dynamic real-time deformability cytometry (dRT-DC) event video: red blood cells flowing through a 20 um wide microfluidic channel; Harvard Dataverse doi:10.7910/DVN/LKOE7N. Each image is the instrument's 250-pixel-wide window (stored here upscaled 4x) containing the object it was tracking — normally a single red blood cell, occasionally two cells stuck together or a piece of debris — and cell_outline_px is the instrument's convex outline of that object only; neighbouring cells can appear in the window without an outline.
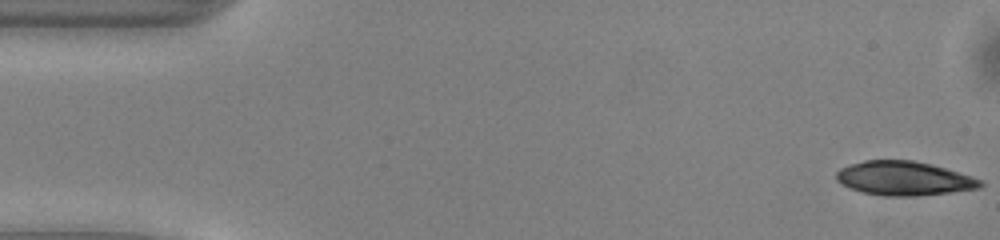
{"species": "common noctule bat (a hibernating species)", "species_latin": "Nyctalus noctula", "temperature_condition": "warm", "stored_images_in_passage": 50, "camera_frame_rate_fps": 3000, "um_per_image_px": 0.085, "animal": {"sex": "male", "body_mass_g": 13.0, "forearm_length_mm": 53.1}, "frame": {"image": 1, "passage_image": 1, "time_ms": 0.0, "image_size_px": [1000, 240], "cell_outline_px": [[984, 184], [980, 188], [952, 192], [916, 196], [888, 196], [860, 192], [836, 180], [836, 172], [840, 168], [864, 160], [912, 160], [932, 164], [972, 176], [984, 180]], "centroid_in_image_um": [76.88, 15.16], "position_along_channel_um": 8.1, "area_um2": 28.61}}
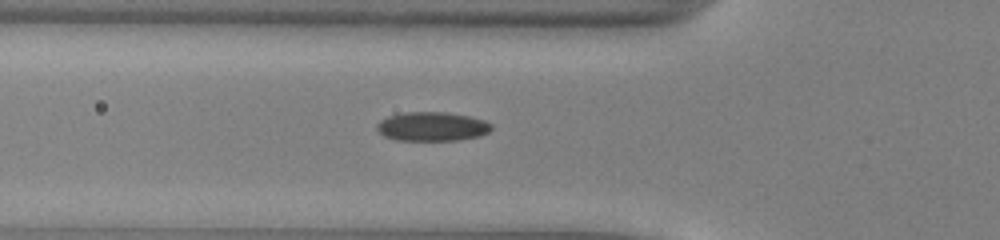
{"frame": {"image": 2, "passage_image": 17, "time_ms": 5.333, "image_size_px": [1000, 240], "cell_outline_px": [[492, 128], [488, 132], [480, 136], [460, 140], [396, 140], [384, 136], [376, 128], [376, 124], [380, 120], [388, 116], [404, 112], [444, 112], [468, 116], [484, 120], [492, 124]], "centroid_in_image_um": [36.72, 10.75], "position_along_channel_um": 89.1, "area_um2": 19.42}}
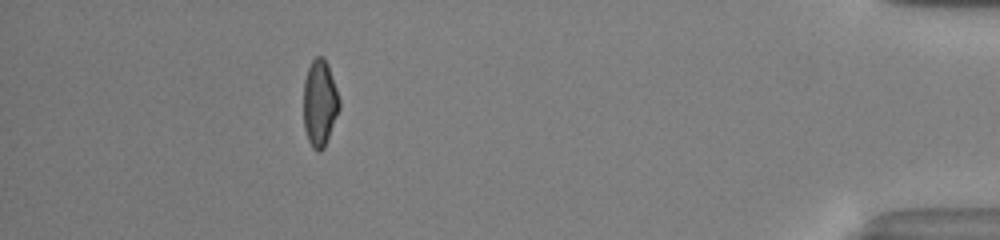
{"frame": {"image": 3, "passage_image": 45, "time_ms": 14.667, "image_size_px": [1000, 240], "cell_outline_px": [[340, 108], [324, 148], [320, 152], [316, 152], [312, 148], [308, 140], [304, 128], [304, 80], [308, 68], [312, 60], [316, 56], [324, 56], [328, 64], [340, 100]], "centroid_in_image_um": [27.18, 8.77], "position_along_channel_um": 408.0, "area_um2": 18.15}, "authors_computed_cell_mechanics": {"area_um2": 19.2763, "velocity_mm_per_s": 4.072, "shape_relaxation_time_tau1_ms": 6.4592, "shape_relaxation_time_tau2_ms": 2.1666, "deformation_change_tau1": 0.1474, "deformation_change_tau2": 0.0892}}